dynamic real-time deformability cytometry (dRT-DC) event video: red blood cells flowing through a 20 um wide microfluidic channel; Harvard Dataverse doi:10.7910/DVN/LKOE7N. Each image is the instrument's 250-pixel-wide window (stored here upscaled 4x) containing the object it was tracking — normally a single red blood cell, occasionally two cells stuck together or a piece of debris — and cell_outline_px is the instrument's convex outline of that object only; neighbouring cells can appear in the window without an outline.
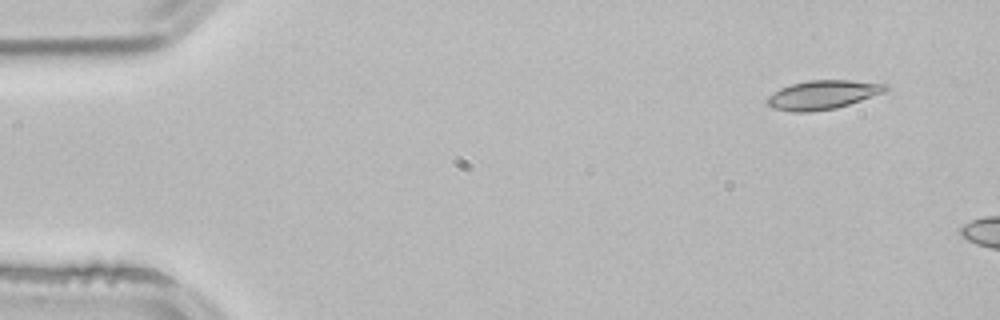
{"species": "common noctule bat (a hibernating species)", "species_latin": "Nyctalus noctula", "temperature_condition": "room temperature", "stored_images_in_passage": 2, "camera_frame_rate_fps": 3000, "um_per_image_px": 0.085, "animal": {"sex": "male", "body_mass_g": 21.5, "forearm_length_mm": 52.0}, "frame": {"image": 1, "passage_image": 1, "time_ms": 0.0, "image_size_px": [1000, 320], "cell_outline_px": [[888, 88], [884, 92], [836, 108], [812, 112], [792, 112], [772, 108], [768, 104], [768, 96], [780, 88], [792, 84], [808, 80], [848, 80], [888, 84]], "centroid_in_image_um": [69.91, 8.06], "position_along_channel_um": 15.1, "area_um2": 19.77}}